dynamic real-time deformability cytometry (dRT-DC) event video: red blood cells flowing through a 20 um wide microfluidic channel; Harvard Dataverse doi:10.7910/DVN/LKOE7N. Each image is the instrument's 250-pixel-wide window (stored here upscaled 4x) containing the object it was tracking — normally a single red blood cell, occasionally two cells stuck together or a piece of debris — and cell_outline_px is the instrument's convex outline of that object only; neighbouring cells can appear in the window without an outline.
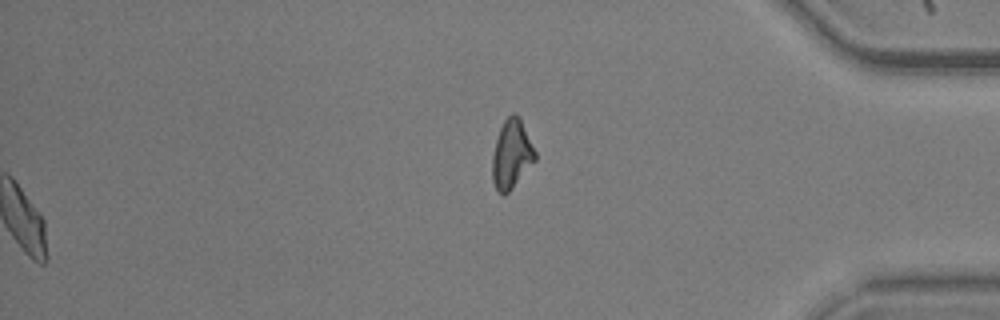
{"species": "common noctule bat (a hibernating species)", "species_latin": "Nyctalus noctula", "temperature_condition": "warm", "stored_images_in_passage": 56, "segment_of_instrument_passage": [2, 2], "camera_frame_rate_fps": 3000, "um_per_image_px": 0.085, "animal": {"sex": "male", "body_mass_g": 20.5, "forearm_length_mm": 52.5}, "frame": {"image": 1, "passage_image": 56, "time_ms": 18.333, "image_size_px": [1000, 320], "cell_outline_px": [[536, 160], [512, 188], [504, 196], [496, 192], [492, 180], [492, 156], [496, 140], [500, 128], [504, 120], [512, 112], [516, 112], [520, 116], [536, 152]], "centroid_in_image_um": [43.48, 13.11], "position_along_channel_um": 391.7, "area_um2": 17.4}}